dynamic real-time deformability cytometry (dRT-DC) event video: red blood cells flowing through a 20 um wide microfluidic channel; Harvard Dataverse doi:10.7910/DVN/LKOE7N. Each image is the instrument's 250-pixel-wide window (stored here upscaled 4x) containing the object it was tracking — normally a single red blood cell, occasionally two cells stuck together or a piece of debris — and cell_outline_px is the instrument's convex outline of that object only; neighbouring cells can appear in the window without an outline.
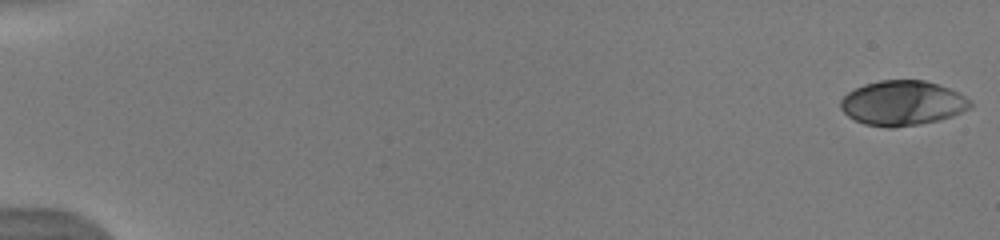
{"species": "human", "species_latin": "Homo sapiens", "temperature_condition": "warm", "stored_images_in_passage": 53, "camera_frame_rate_fps": 3000, "um_per_image_px": 0.085, "donor": {"sex": "male"}, "frame": {"image": 1, "passage_image": 1, "time_ms": 0.0, "image_size_px": [1000, 240], "cell_outline_px": [[972, 108], [952, 116], [940, 120], [892, 128], [888, 128], [864, 124], [848, 116], [840, 108], [840, 100], [848, 92], [864, 84], [880, 80], [924, 80], [948, 88], [972, 100]], "centroid_in_image_um": [76.71, 8.76], "position_along_channel_um": 8.3, "area_um2": 33.81}}
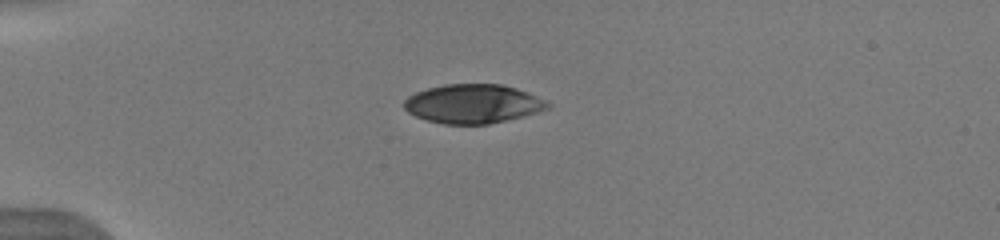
{"frame": {"image": 2, "passage_image": 15, "time_ms": 4.667, "image_size_px": [1000, 240], "cell_outline_px": [[548, 108], [536, 112], [488, 124], [444, 124], [428, 120], [416, 116], [408, 112], [404, 108], [404, 100], [408, 96], [416, 92], [428, 88], [444, 84], [500, 84], [516, 88], [528, 92], [544, 100], [548, 104]], "centroid_in_image_um": [40.15, 8.81], "position_along_channel_um": 44.9, "area_um2": 32.19}}
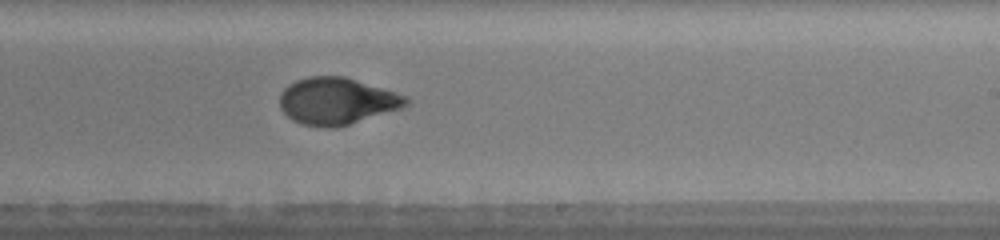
{"frame": {"image": 3, "passage_image": 34, "time_ms": 11.0, "image_size_px": [1000, 240], "cell_outline_px": [[408, 104], [404, 108], [336, 128], [324, 128], [300, 124], [292, 120], [280, 108], [280, 92], [288, 84], [296, 80], [308, 76], [344, 76], [408, 96]], "centroid_in_image_um": [28.63, 8.6], "position_along_channel_um": 260.4, "area_um2": 34.8}, "authors_computed_cell_mechanics": {"area_um2": 34.1598, "velocity_mm_per_s": 3.961, "shape_relaxation_time_tau1_ms": 4.264, "shape_relaxation_time_tau2_ms": 1.0039, "deformation_change_tau1": 0.2031, "deformation_change_tau2": 0.0474}}